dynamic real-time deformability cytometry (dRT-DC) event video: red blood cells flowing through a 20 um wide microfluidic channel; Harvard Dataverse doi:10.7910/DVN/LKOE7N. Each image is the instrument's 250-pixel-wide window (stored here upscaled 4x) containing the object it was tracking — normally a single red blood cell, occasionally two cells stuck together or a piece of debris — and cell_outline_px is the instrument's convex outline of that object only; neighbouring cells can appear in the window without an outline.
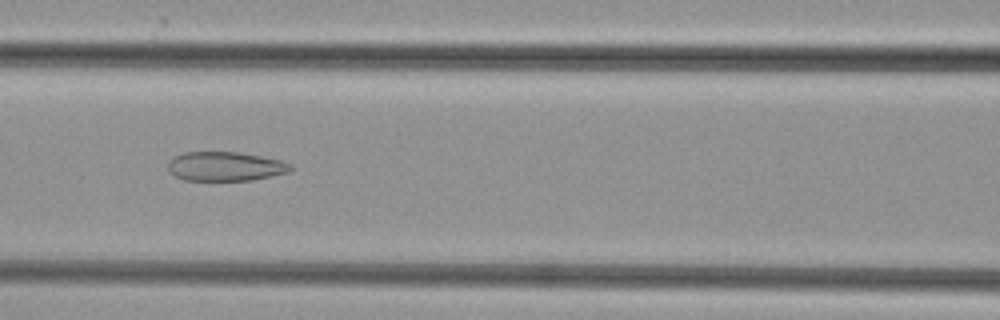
{"species": "common noctule bat (a hibernating species)", "species_latin": "Nyctalus noctula", "temperature_condition": "cold", "stored_images_in_passage": 34, "camera_frame_rate_fps": 3000, "um_per_image_px": 0.085, "animal": {"sex": "female", "body_mass_g": 29.2, "forearm_length_mm": 56.3}, "frame": {"image": 1, "passage_image": 7, "time_ms": 2.0, "image_size_px": [1000, 320], "cell_outline_px": [[292, 168], [288, 172], [272, 176], [252, 180], [184, 180], [168, 172], [168, 160], [172, 156], [184, 152], [236, 152], [260, 156], [280, 160], [292, 164]], "centroid_in_image_um": [19.11, 14.14], "position_along_channel_um": 147.5, "area_um2": 20.92}}
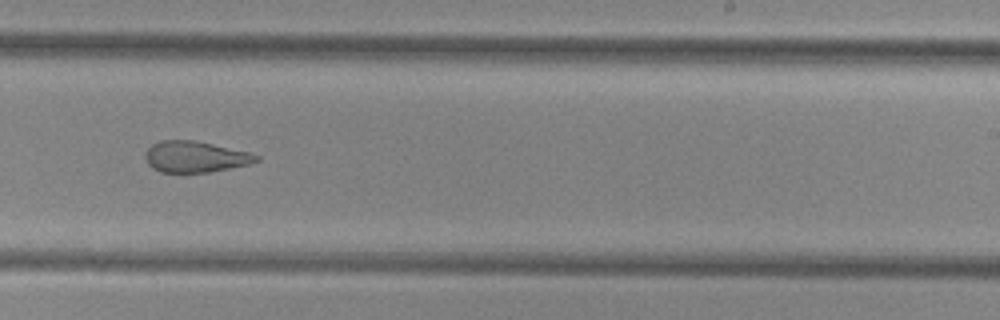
{"frame": {"image": 2, "passage_image": 16, "time_ms": 5.0, "image_size_px": [1000, 320], "cell_outline_px": [[260, 160], [248, 164], [208, 172], [160, 172], [152, 168], [148, 164], [144, 156], [148, 148], [152, 144], [160, 140], [192, 140], [212, 144], [248, 152], [260, 156]], "centroid_in_image_um": [16.56, 13.32], "position_along_channel_um": 272.4, "area_um2": 19.94}}
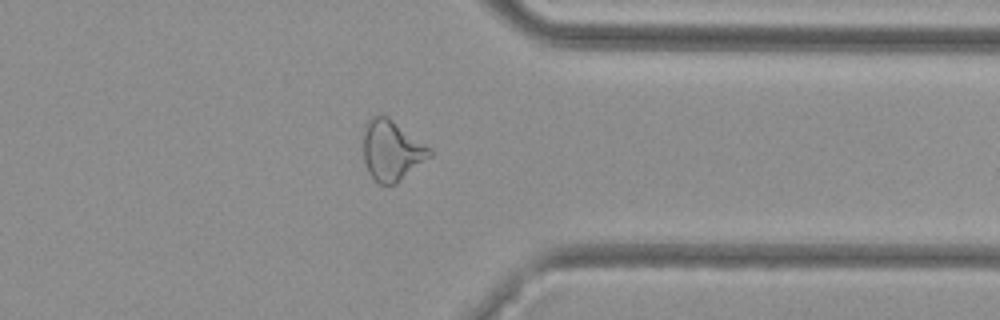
{"frame": {"image": 3, "passage_image": 24, "time_ms": 7.667, "image_size_px": [1000, 320], "cell_outline_px": [[432, 156], [396, 184], [380, 184], [368, 172], [364, 160], [364, 132], [368, 120], [372, 116], [388, 116], [432, 148]], "centroid_in_image_um": [33.33, 12.79], "position_along_channel_um": 378.1, "area_um2": 23.29}}